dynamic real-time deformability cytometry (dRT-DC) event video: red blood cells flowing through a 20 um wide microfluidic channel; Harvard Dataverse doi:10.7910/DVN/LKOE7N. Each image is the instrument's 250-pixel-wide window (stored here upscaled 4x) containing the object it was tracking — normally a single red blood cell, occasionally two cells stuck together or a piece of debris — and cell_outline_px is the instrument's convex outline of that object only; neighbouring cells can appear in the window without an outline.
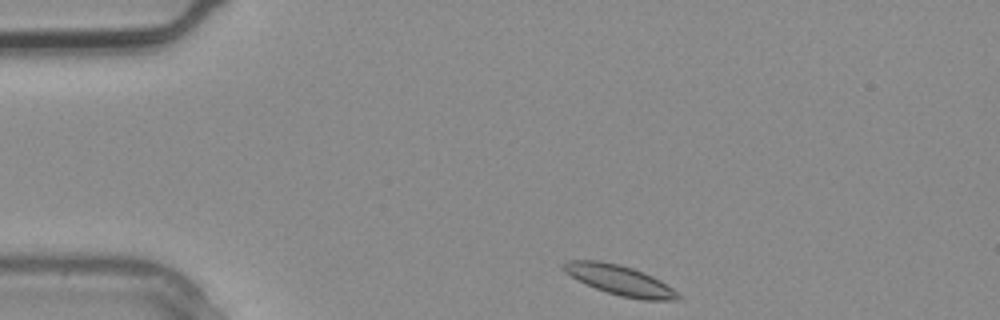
{"species": "common noctule bat (a hibernating species)", "species_latin": "Nyctalus noctula", "temperature_condition": "warm", "stored_images_in_passage": 2, "camera_frame_rate_fps": 3000, "um_per_image_px": 0.085, "animal": {"sex": "male", "body_mass_g": 20.4}, "frame": {"image": 1, "passage_image": 1, "time_ms": 0.0, "image_size_px": [1000, 320], "cell_outline_px": [[680, 300], [640, 300], [620, 296], [596, 288], [572, 276], [564, 268], [564, 264], [568, 260], [600, 260], [632, 268], [652, 276], [660, 280], [672, 288], [680, 296]], "centroid_in_image_um": [52.74, 23.83], "position_along_channel_um": 32.3, "area_um2": 19.42}}